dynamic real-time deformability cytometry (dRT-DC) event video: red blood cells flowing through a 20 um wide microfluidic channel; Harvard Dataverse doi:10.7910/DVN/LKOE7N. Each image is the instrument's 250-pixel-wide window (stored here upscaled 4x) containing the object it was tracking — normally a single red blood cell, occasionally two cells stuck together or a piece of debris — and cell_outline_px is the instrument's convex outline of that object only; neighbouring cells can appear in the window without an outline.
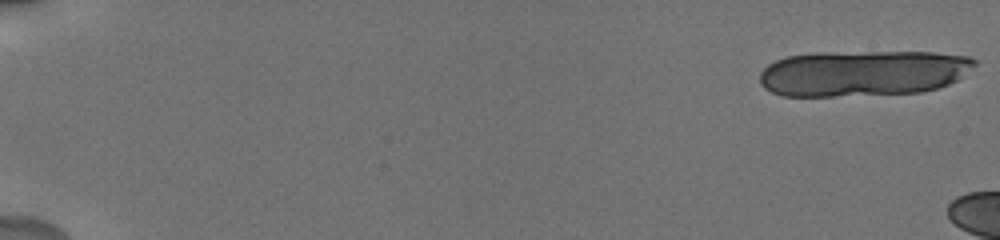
{"species": "human", "species_latin": "Homo sapiens", "temperature_condition": "cold", "stored_images_in_passage": 8, "camera_frame_rate_fps": 3000, "um_per_image_px": 0.085, "donor": {"sex": "male"}, "frame": {"image": 1, "passage_image": 1, "time_ms": 0.0, "image_size_px": [1000, 240], "cell_outline_px": [[980, 60], [976, 64], [956, 80], [948, 84], [936, 88], [920, 92], [832, 96], [780, 96], [764, 88], [760, 84], [760, 72], [768, 64], [776, 60], [788, 56], [816, 52], [932, 52], [968, 56]], "centroid_in_image_um": [73.32, 6.21], "position_along_channel_um": 11.7, "area_um2": 57.63}}